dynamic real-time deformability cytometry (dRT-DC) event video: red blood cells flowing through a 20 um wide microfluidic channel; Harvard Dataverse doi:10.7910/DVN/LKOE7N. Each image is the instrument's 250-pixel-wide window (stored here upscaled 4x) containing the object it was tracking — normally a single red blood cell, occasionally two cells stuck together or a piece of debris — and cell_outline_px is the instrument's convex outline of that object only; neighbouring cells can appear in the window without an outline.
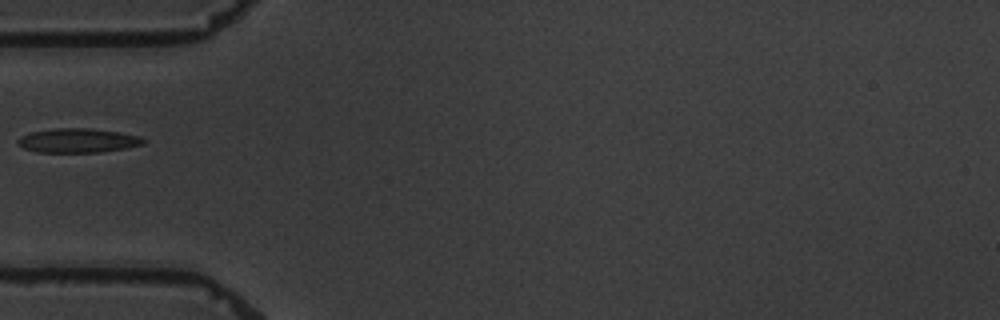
{"species": "common noctule bat (a hibernating species)", "species_latin": "Nyctalus noctula", "temperature_condition": "warm", "stored_images_in_passage": 1, "camera_frame_rate_fps": 3000, "um_per_image_px": 0.085, "animal": {"sex": "male", "body_mass_g": 19.5, "forearm_length_mm": 54.6}, "frame": {"image": 1, "passage_image": 1, "time_ms": 0.0, "image_size_px": [1000, 320], "cell_outline_px": [[144, 144], [124, 148], [100, 152], [36, 152], [24, 148], [16, 144], [16, 140], [20, 136], [28, 132], [56, 128], [92, 128], [120, 132], [140, 136], [144, 140]], "centroid_in_image_um": [6.56, 11.93], "position_along_channel_um": 78.4, "area_um2": 17.86}}